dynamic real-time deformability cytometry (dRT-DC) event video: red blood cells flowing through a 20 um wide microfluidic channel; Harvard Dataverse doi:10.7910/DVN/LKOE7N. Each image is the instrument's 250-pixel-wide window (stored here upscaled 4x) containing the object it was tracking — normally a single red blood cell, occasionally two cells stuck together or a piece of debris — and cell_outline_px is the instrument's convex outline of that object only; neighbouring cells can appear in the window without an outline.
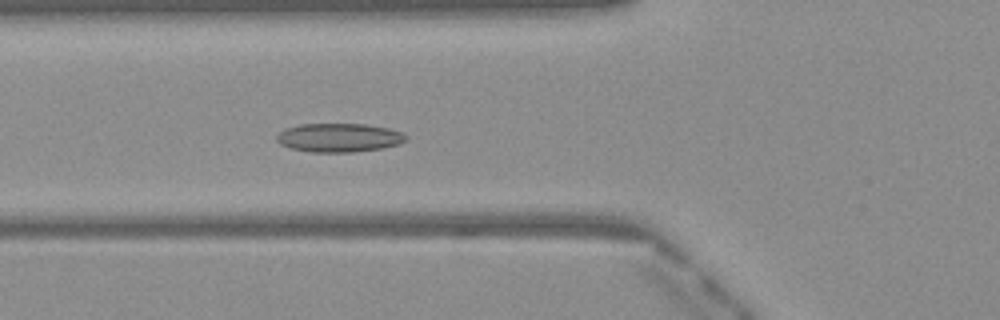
{"species": "Egyptian fruit bat (a non-hibernating species)", "species_latin": "Rousettus aegyptiacus", "temperature_condition": "warm", "stored_images_in_passage": 50, "camera_frame_rate_fps": 3000, "um_per_image_px": 0.085, "frame": {"image": 1, "passage_image": 19, "time_ms": 6.0, "image_size_px": [1000, 320], "cell_outline_px": [[408, 140], [400, 144], [384, 148], [352, 152], [312, 152], [292, 148], [280, 144], [276, 140], [276, 136], [284, 128], [300, 124], [364, 124], [388, 128], [404, 132], [408, 136]], "centroid_in_image_um": [28.86, 11.7], "position_along_channel_um": 96.9, "area_um2": 21.85}}
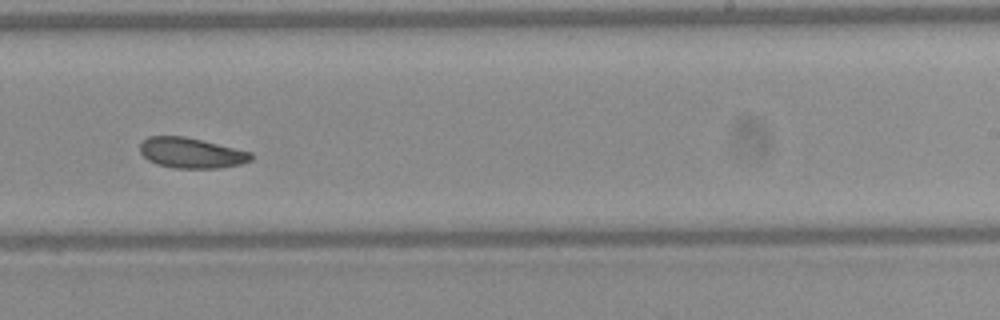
{"frame": {"image": 2, "passage_image": 32, "time_ms": 10.333, "image_size_px": [1000, 320], "cell_outline_px": [[252, 160], [240, 164], [220, 168], [172, 168], [156, 164], [148, 160], [140, 152], [140, 144], [148, 136], [184, 136], [252, 152]], "centroid_in_image_um": [16.24, 13.0], "position_along_channel_um": 272.8, "area_um2": 19.65}}
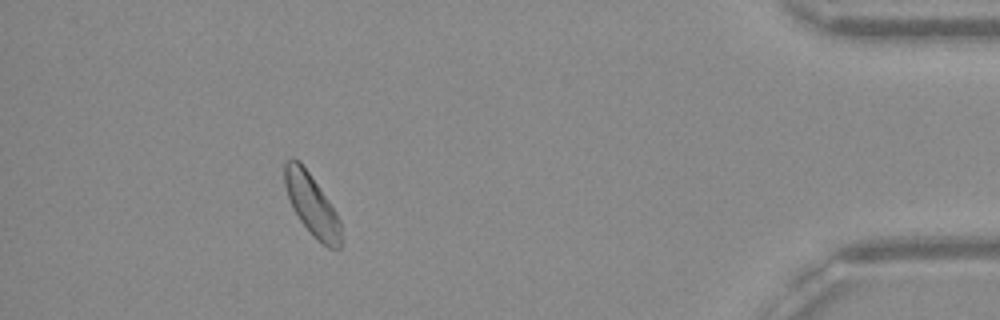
{"frame": {"image": 3, "passage_image": 46, "time_ms": 15.0, "image_size_px": [1000, 320], "cell_outline_px": [[340, 248], [328, 248], [300, 220], [292, 208], [284, 184], [284, 164], [292, 156], [300, 160], [336, 212], [340, 220]], "centroid_in_image_um": [26.47, 17.33], "position_along_channel_um": 408.7, "area_um2": 19.54}, "authors_computed_cell_mechanics": {"area_um2": 20.5479, "velocity_mm_per_s": 4.0508, "shape_relaxation_time_tau1_ms": null, "shape_relaxation_time_tau2_ms": 3.6262, "deformation_change_tau1": null, "deformation_change_tau2": 0.0864}}